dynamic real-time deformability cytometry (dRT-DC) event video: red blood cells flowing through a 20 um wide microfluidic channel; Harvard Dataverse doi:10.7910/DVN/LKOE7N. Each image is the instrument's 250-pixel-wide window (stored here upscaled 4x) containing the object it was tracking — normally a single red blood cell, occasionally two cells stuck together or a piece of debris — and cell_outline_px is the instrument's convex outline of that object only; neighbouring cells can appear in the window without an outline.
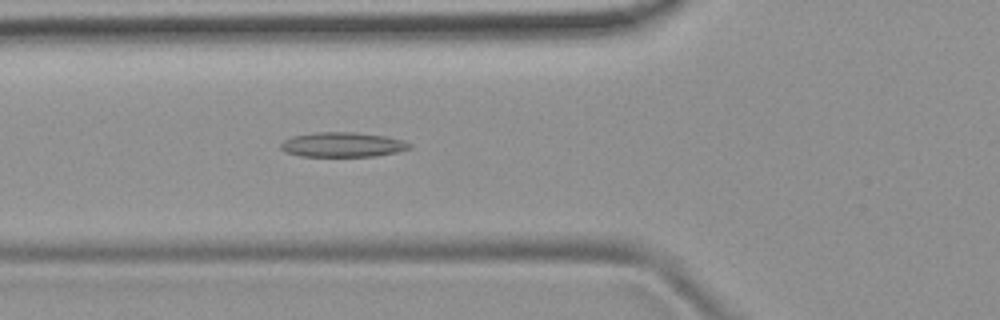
{"species": "common noctule bat (a hibernating species)", "species_latin": "Nyctalus noctula", "temperature_condition": "room temperature", "stored_images_in_passage": 42, "camera_frame_rate_fps": 3000, "um_per_image_px": 0.085, "animal": {"sex": "female", "body_mass_g": 19.9}, "frame": {"image": 1, "passage_image": 9, "time_ms": 2.667, "image_size_px": [1000, 320], "cell_outline_px": [[412, 148], [396, 152], [376, 156], [300, 156], [284, 152], [280, 148], [280, 144], [284, 140], [292, 136], [316, 132], [356, 132], [388, 136], [404, 140], [412, 144]], "centroid_in_image_um": [29.14, 12.29], "position_along_channel_um": 96.7, "area_um2": 18.79}}
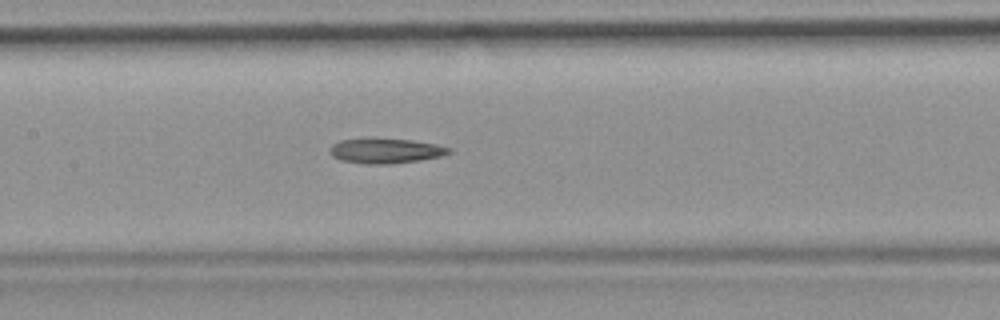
{"frame": {"image": 2, "passage_image": 15, "time_ms": 4.667, "image_size_px": [1000, 320], "cell_outline_px": [[452, 152], [440, 156], [420, 160], [388, 164], [364, 164], [340, 160], [332, 156], [328, 148], [332, 144], [340, 140], [368, 136], [412, 140], [436, 144], [452, 148]], "centroid_in_image_um": [32.72, 12.78], "position_along_channel_um": 174.7, "area_um2": 17.98}}
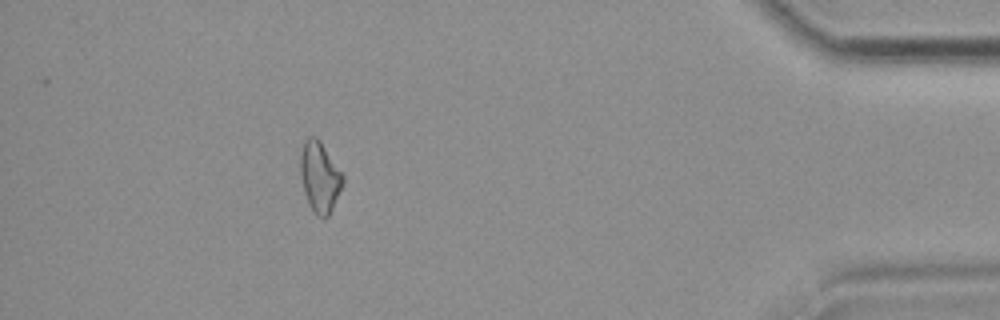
{"frame": {"image": 3, "passage_image": 37, "time_ms": 12.0, "image_size_px": [1000, 320], "cell_outline_px": [[344, 184], [328, 216], [324, 220], [316, 216], [312, 212], [308, 204], [304, 192], [300, 172], [300, 156], [304, 140], [308, 136], [316, 136], [320, 140], [344, 176]], "centroid_in_image_um": [27.17, 15.06], "position_along_channel_um": 408.0, "area_um2": 17.69}}